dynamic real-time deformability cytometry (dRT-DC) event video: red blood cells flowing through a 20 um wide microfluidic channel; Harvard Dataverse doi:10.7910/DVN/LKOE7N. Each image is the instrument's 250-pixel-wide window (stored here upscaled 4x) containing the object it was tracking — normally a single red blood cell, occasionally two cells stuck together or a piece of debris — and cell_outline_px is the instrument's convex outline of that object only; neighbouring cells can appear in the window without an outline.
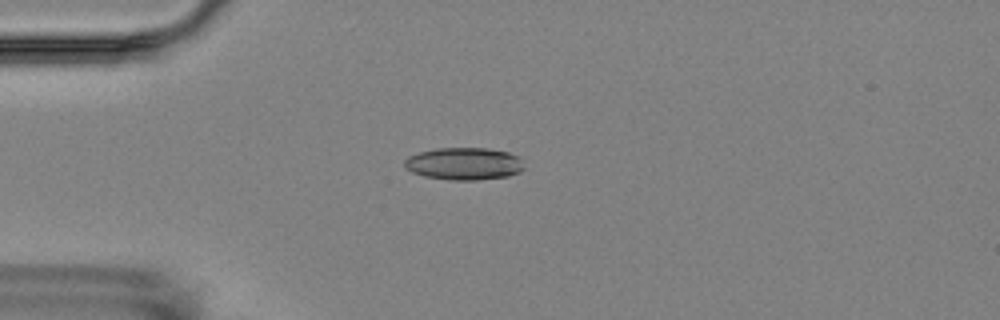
{"species": "Egyptian fruit bat (a non-hibernating species)", "species_latin": "Rousettus aegyptiacus", "temperature_condition": "room temperature", "stored_images_in_passage": 6, "camera_frame_rate_fps": 3000, "um_per_image_px": 0.085, "animal": {"sex": "female"}, "frame": {"image": 1, "passage_image": 5, "time_ms": 4.667, "image_size_px": [1000, 320], "cell_outline_px": [[524, 168], [520, 172], [508, 176], [476, 180], [452, 180], [424, 176], [412, 172], [404, 168], [404, 160], [408, 156], [420, 152], [436, 148], [488, 148], [508, 152], [516, 156], [520, 160]], "centroid_in_image_um": [39.41, 13.91], "position_along_channel_um": 45.6, "area_um2": 22.54}}